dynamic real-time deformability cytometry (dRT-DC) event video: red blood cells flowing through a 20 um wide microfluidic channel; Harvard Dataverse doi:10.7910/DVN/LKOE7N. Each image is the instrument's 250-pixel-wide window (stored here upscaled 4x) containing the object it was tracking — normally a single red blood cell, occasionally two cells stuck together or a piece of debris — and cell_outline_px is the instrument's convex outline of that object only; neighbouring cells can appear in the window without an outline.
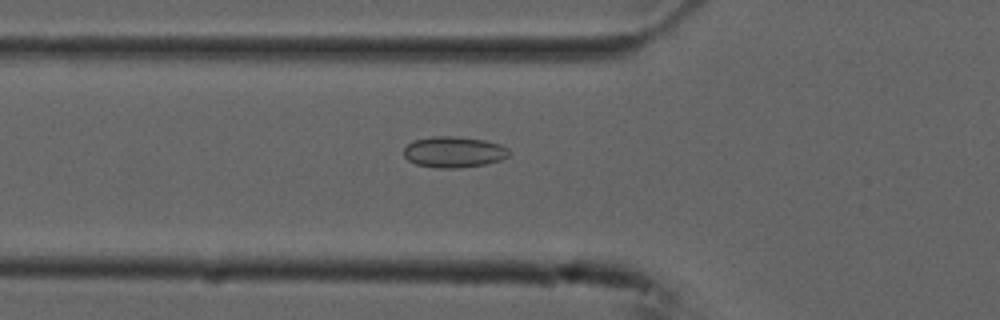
{"species": "common noctule bat (a hibernating species)", "species_latin": "Nyctalus noctula", "temperature_condition": "cold", "stored_images_in_passage": 37, "camera_frame_rate_fps": 3000, "um_per_image_px": 0.085, "animal": {"sex": "male", "forearm_length_mm": 52.5}, "frame": {"image": 1, "passage_image": 2, "time_ms": 0.333, "image_size_px": [1000, 320], "cell_outline_px": [[508, 156], [500, 160], [484, 164], [456, 168], [436, 168], [416, 164], [408, 160], [404, 156], [404, 148], [408, 144], [416, 140], [432, 136], [456, 136], [484, 140], [500, 144], [508, 148]], "centroid_in_image_um": [38.56, 12.92], "position_along_channel_um": 87.2, "area_um2": 18.9}}
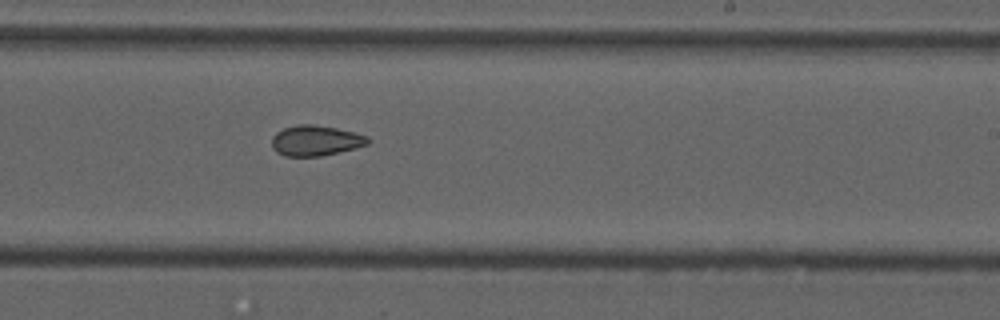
{"frame": {"image": 2, "passage_image": 16, "time_ms": 5.0, "image_size_px": [1000, 320], "cell_outline_px": [[372, 140], [368, 144], [356, 148], [320, 156], [284, 156], [276, 152], [272, 148], [272, 136], [276, 132], [284, 128], [296, 124], [312, 124], [336, 128], [368, 136]], "centroid_in_image_um": [26.82, 11.95], "position_along_channel_um": 262.2, "area_um2": 17.11}}
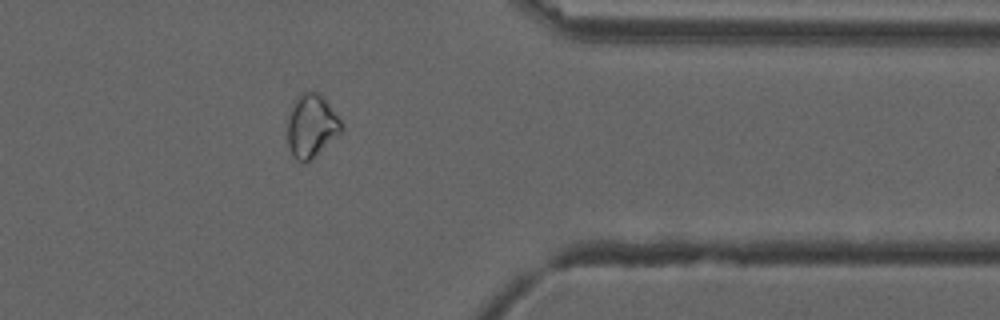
{"frame": {"image": 3, "passage_image": 27, "time_ms": 8.667, "image_size_px": [1000, 320], "cell_outline_px": [[344, 132], [312, 160], [304, 164], [296, 160], [292, 156], [288, 144], [288, 116], [296, 96], [304, 92], [320, 92], [344, 124]], "centroid_in_image_um": [26.51, 10.74], "position_along_channel_um": 384.9, "area_um2": 20.46}}